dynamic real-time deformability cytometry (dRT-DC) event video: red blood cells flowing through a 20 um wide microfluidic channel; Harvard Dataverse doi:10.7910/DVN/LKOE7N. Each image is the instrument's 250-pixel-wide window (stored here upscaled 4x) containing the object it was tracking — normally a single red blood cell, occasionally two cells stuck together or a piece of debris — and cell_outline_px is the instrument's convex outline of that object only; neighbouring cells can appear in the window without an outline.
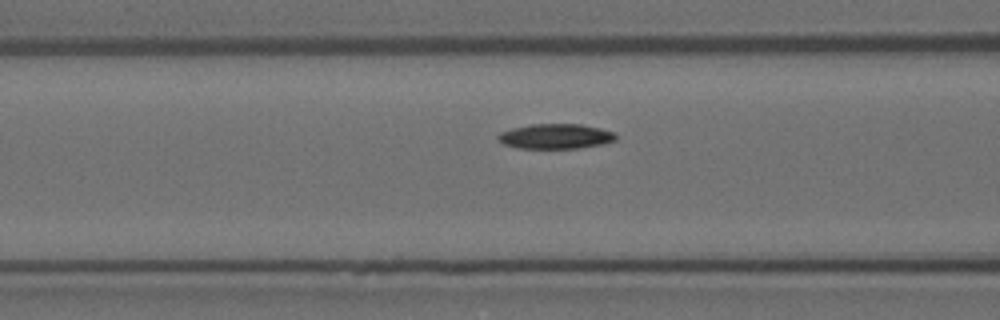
{"species": "Egyptian fruit bat (a non-hibernating species)", "species_latin": "Rousettus aegyptiacus", "temperature_condition": "room temperature", "stored_images_in_passage": 40, "camera_frame_rate_fps": 3000, "um_per_image_px": 0.085, "animal": {"sex": "female"}, "frame": {"image": 1, "passage_image": 17, "time_ms": 5.333, "image_size_px": [1000, 320], "cell_outline_px": [[616, 140], [604, 144], [576, 148], [516, 148], [504, 144], [496, 136], [500, 132], [512, 128], [532, 124], [580, 124], [600, 128], [616, 132]], "centroid_in_image_um": [47.24, 11.58], "position_along_channel_um": 119.4, "area_um2": 17.17}}
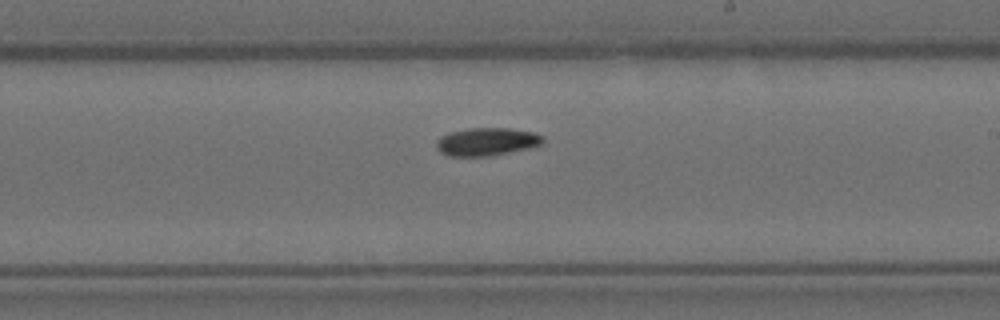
{"frame": {"image": 2, "passage_image": 28, "time_ms": 9.0, "image_size_px": [1000, 320], "cell_outline_px": [[544, 140], [540, 144], [528, 148], [492, 156], [448, 156], [440, 152], [436, 148], [436, 140], [440, 136], [448, 132], [468, 128], [508, 128], [532, 132], [544, 136]], "centroid_in_image_um": [41.32, 12.04], "position_along_channel_um": 247.7, "area_um2": 17.46}}
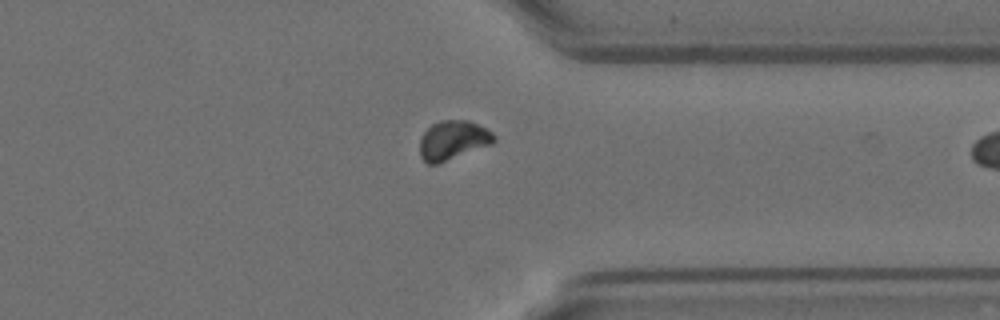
{"frame": {"image": 3, "passage_image": 39, "time_ms": 12.667, "image_size_px": [1000, 320], "cell_outline_px": [[496, 140], [492, 144], [436, 164], [428, 164], [420, 156], [420, 140], [424, 132], [432, 124], [440, 120], [468, 120], [492, 132], [496, 136]], "centroid_in_image_um": [38.5, 11.91], "position_along_channel_um": 372.9, "area_um2": 16.76}}